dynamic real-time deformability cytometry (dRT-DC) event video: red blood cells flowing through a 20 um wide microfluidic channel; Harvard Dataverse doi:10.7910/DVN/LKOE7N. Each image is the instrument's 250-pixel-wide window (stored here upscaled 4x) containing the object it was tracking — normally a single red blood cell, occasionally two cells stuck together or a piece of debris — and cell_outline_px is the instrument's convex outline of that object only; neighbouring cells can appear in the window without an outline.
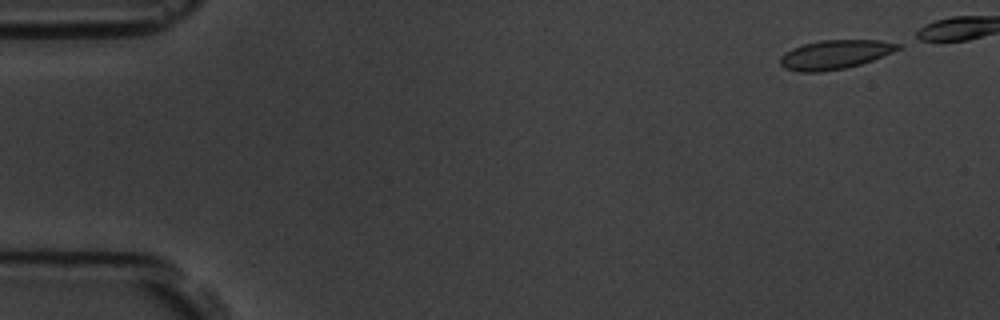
{"species": "common noctule bat (a hibernating species)", "species_latin": "Nyctalus noctula", "temperature_condition": "room temperature", "stored_images_in_passage": 16, "camera_frame_rate_fps": 3000, "um_per_image_px": 0.085, "animal": {"sex": "male", "body_mass_g": 19.5, "forearm_length_mm": 54.6}, "frame": {"image": 1, "passage_image": 1, "time_ms": 0.0, "image_size_px": [1000, 320], "cell_outline_px": [[900, 48], [892, 52], [872, 60], [860, 64], [844, 68], [820, 72], [800, 72], [784, 68], [780, 64], [780, 56], [792, 48], [804, 44], [820, 40], [880, 40], [900, 44]], "centroid_in_image_um": [70.93, 4.64], "position_along_channel_um": 14.1, "area_um2": 19.77}}
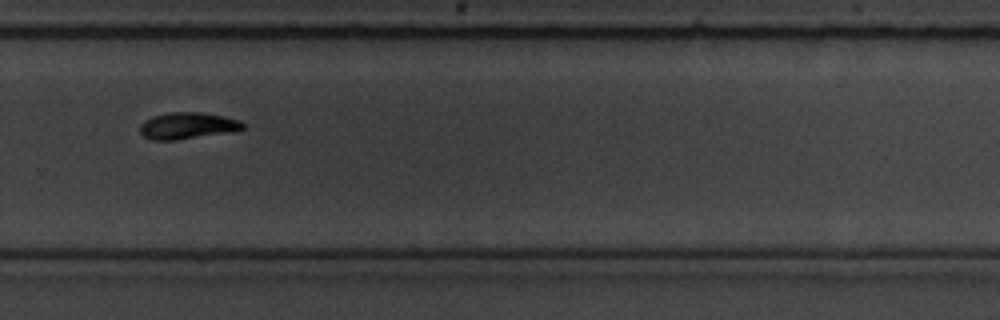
{"frame": {"image": 2, "passage_image": 12, "time_ms": 13.333, "image_size_px": [1000, 320], "cell_outline_px": [[244, 128], [236, 132], [176, 140], [148, 140], [140, 132], [140, 124], [144, 120], [152, 116], [168, 112], [196, 112], [224, 116], [240, 120], [244, 124]], "centroid_in_image_um": [15.94, 10.69], "position_along_channel_um": 313.9, "area_um2": 16.24}}
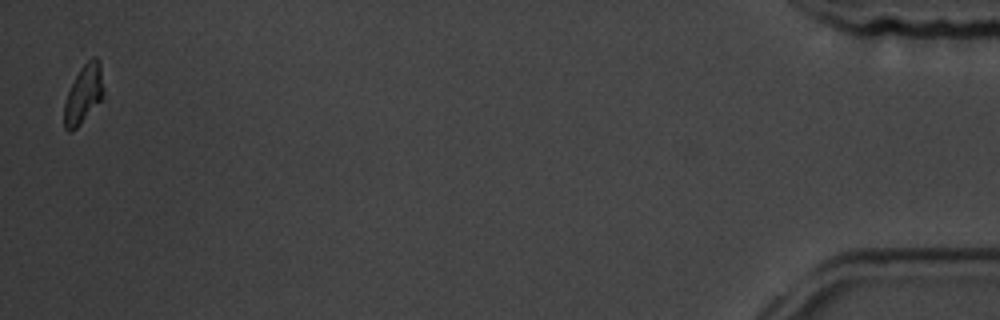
{"frame": {"image": 3, "passage_image": 16, "time_ms": 19.0, "image_size_px": [1000, 320], "cell_outline_px": [[104, 100], [72, 132], [68, 132], [64, 128], [64, 104], [68, 92], [80, 68], [92, 56], [96, 56], [100, 60], [104, 88]], "centroid_in_image_um": [7.15, 8.01], "position_along_channel_um": 428.1, "area_um2": 13.81}, "authors_computed_cell_mechanics": {"area_um2": 16.5886, "velocity_mm_per_s": 3.6572, "shape_relaxation_time_tau1_ms": 7.0794, "shape_relaxation_time_tau2_ms": null, "deformation_change_tau1": 0.1783, "deformation_change_tau2": null}}